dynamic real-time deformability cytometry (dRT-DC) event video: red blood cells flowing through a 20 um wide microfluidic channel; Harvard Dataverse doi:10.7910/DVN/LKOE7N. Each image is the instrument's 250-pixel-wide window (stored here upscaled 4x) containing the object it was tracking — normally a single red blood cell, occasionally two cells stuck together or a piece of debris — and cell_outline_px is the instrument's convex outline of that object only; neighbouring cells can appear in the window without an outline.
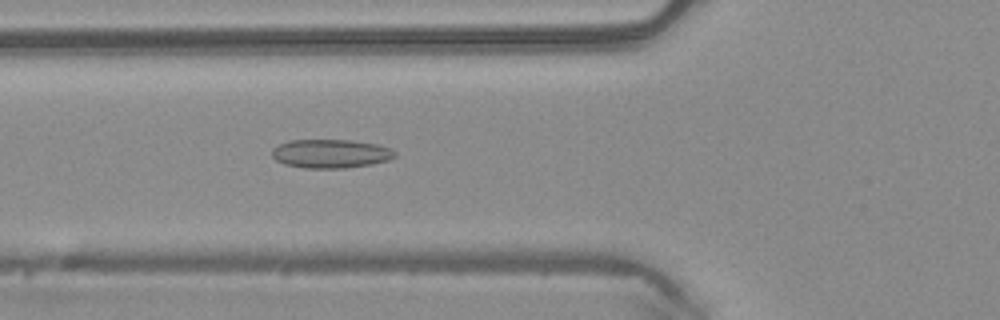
{"species": "common noctule bat (a hibernating species)", "species_latin": "Nyctalus noctula", "temperature_condition": "warm", "stored_images_in_passage": 49, "camera_frame_rate_fps": 3000, "um_per_image_px": 0.085, "animal": {"sex": "male", "body_mass_g": 20.4}, "frame": {"image": 1, "passage_image": 18, "time_ms": 5.667, "image_size_px": [1000, 320], "cell_outline_px": [[396, 156], [388, 160], [372, 164], [344, 168], [304, 168], [284, 164], [276, 160], [272, 156], [272, 148], [288, 140], [352, 140], [376, 144], [388, 148], [396, 152]], "centroid_in_image_um": [28.09, 13.06], "position_along_channel_um": 97.7, "area_um2": 20.58}}
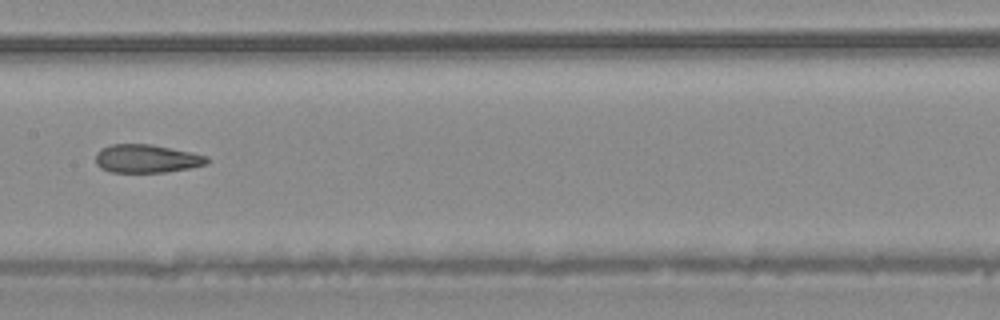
{"frame": {"image": 2, "passage_image": 25, "time_ms": 8.0, "image_size_px": [1000, 320], "cell_outline_px": [[208, 164], [188, 168], [164, 172], [112, 172], [100, 168], [96, 164], [96, 152], [112, 144], [152, 144], [208, 156]], "centroid_in_image_um": [12.45, 13.48], "position_along_channel_um": 194.9, "area_um2": 18.21}}
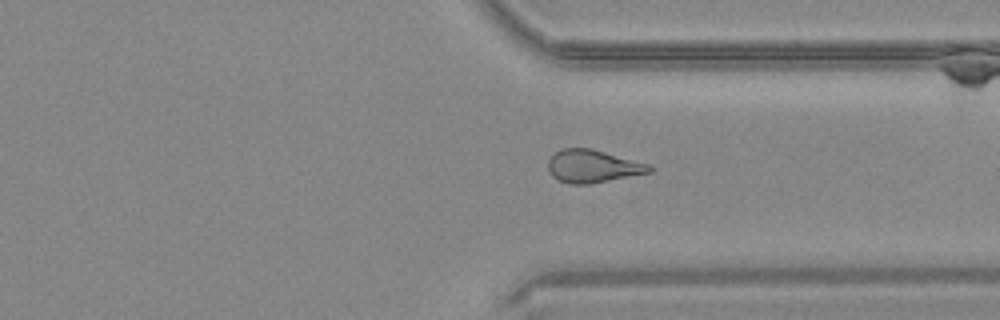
{"frame": {"image": 3, "passage_image": 37, "time_ms": 12.0, "image_size_px": [1000, 320], "cell_outline_px": [[656, 168], [652, 172], [588, 184], [568, 184], [552, 176], [548, 168], [548, 160], [560, 148], [592, 148], [648, 164]], "centroid_in_image_um": [50.39, 14.12], "position_along_channel_um": 361.0, "area_um2": 19.31}, "authors_computed_cell_mechanics": {"area_um2": 20.5768, "velocity_mm_per_s": 4.147, "shape_relaxation_time_tau1_ms": null, "shape_relaxation_time_tau2_ms": 2.6413, "deformation_change_tau1": null, "deformation_change_tau2": 0.1137}}